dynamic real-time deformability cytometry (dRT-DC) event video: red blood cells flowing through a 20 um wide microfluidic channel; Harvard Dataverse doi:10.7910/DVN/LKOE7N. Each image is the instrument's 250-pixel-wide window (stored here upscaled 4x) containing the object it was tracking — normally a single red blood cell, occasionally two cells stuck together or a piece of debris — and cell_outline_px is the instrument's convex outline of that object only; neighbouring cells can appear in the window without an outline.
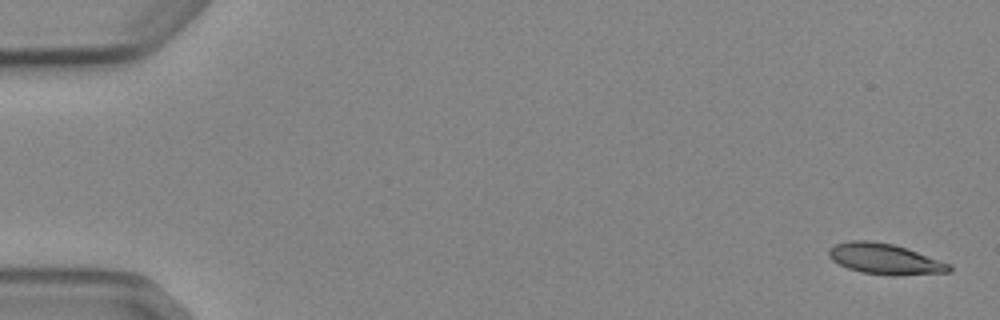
{"species": "Egyptian fruit bat (a non-hibernating species)", "species_latin": "Rousettus aegyptiacus", "temperature_condition": "cold", "stored_images_in_passage": 5, "camera_frame_rate_fps": 3000, "um_per_image_px": 0.085, "animal": {"sex": "female"}, "frame": {"image": 1, "passage_image": 1, "time_ms": 0.0, "image_size_px": [1000, 320], "cell_outline_px": [[952, 272], [892, 276], [864, 272], [848, 268], [832, 260], [828, 256], [828, 248], [836, 244], [852, 240], [868, 240], [892, 244], [952, 264]], "centroid_in_image_um": [75.22, 22.02], "position_along_channel_um": 9.8, "area_um2": 21.39}}
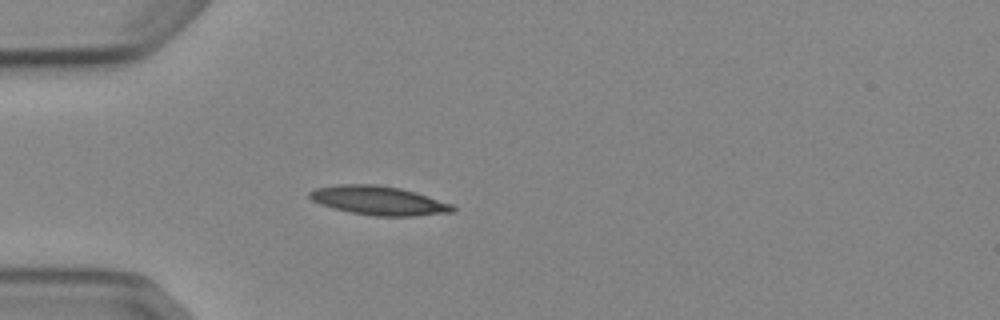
{"frame": {"image": 2, "passage_image": 5, "time_ms": 4.667, "image_size_px": [1000, 320], "cell_outline_px": [[456, 212], [416, 216], [376, 216], [352, 212], [320, 204], [312, 200], [308, 196], [308, 192], [316, 188], [336, 184], [376, 184], [400, 188], [416, 192], [452, 204], [456, 208]], "centroid_in_image_um": [32.22, 17.04], "position_along_channel_um": 52.8, "area_um2": 24.16}}